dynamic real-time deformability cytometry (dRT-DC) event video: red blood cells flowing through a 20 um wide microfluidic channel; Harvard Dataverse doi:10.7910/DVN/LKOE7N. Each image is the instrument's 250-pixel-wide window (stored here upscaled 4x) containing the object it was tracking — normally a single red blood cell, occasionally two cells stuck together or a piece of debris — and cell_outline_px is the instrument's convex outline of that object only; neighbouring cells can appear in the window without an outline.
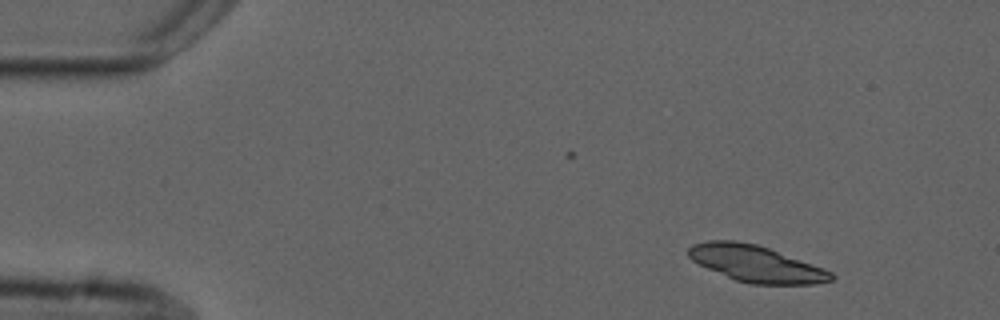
{"species": "common noctule bat (a hibernating species)", "species_latin": "Nyctalus noctula", "temperature_condition": "cold", "stored_images_in_passage": 5, "camera_frame_rate_fps": 3000, "um_per_image_px": 0.085, "animal": {"sex": "male", "forearm_length_mm": 52.5}, "frame": {"image": 1, "passage_image": 1, "time_ms": 0.0, "image_size_px": [1000, 320], "cell_outline_px": [[836, 276], [832, 280], [816, 284], [748, 284], [736, 280], [708, 268], [692, 260], [688, 256], [688, 248], [692, 244], [708, 240], [736, 240], [756, 244], [768, 248], [824, 268], [832, 272]], "centroid_in_image_um": [64.27, 22.41], "position_along_channel_um": 20.7, "area_um2": 30.17}}